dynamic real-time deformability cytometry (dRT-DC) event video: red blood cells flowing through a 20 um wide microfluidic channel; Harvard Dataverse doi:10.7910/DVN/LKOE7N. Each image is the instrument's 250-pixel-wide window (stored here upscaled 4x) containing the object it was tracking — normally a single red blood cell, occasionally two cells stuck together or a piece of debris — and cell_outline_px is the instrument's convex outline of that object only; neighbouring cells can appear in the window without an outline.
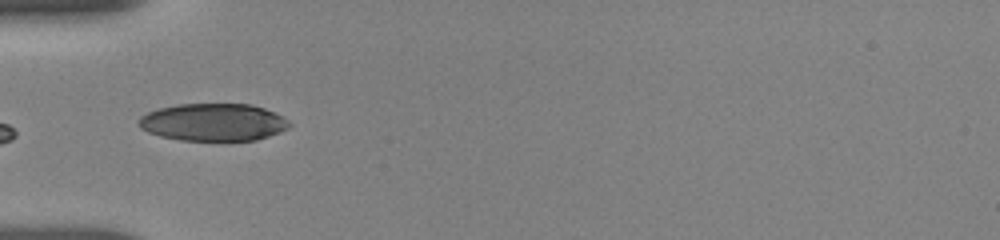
{"species": "human", "species_latin": "Homo sapiens", "temperature_condition": "room temperature", "stored_images_in_passage": 16, "camera_frame_rate_fps": 3000, "um_per_image_px": 0.085, "donor": {"sex": "female"}, "frame": {"image": 1, "passage_image": 1, "time_ms": 0.0, "image_size_px": [1000, 240], "cell_outline_px": [[292, 124], [288, 128], [280, 132], [256, 140], [180, 140], [160, 136], [148, 132], [140, 128], [140, 116], [148, 112], [160, 108], [176, 104], [252, 104], [264, 108], [288, 120]], "centroid_in_image_um": [18.13, 10.38], "position_along_channel_um": 66.9, "area_um2": 32.71}, "authors_computed_cell_mechanics": {"area_um2": 36.3851, "velocity_mm_per_s": 3.8136, "shape_relaxation_time_tau1_ms": 5.4807, "shape_relaxation_time_tau2_ms": 1.6827, "deformation_change_tau1": 0.201, "deformation_change_tau2": 0.0663}}